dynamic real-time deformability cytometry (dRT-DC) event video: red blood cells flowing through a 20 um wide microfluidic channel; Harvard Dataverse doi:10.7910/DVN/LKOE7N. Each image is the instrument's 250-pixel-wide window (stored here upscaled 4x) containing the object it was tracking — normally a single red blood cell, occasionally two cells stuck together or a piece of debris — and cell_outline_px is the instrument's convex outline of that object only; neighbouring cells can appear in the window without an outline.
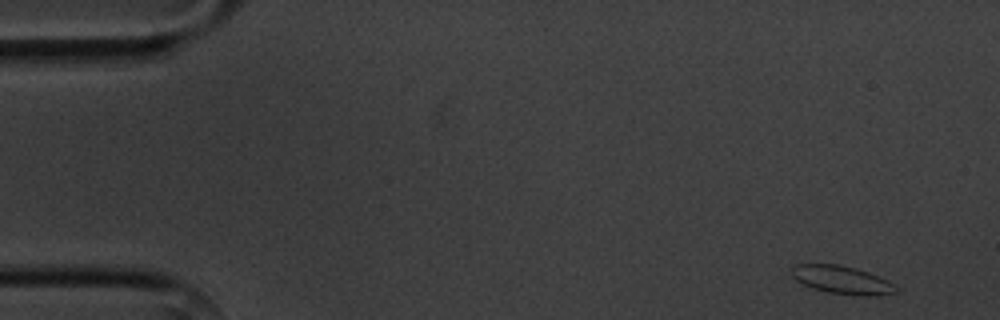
{"species": "common noctule bat (a hibernating species)", "species_latin": "Nyctalus noctula", "temperature_condition": "cold", "stored_images_in_passage": 6, "camera_frame_rate_fps": 3000, "um_per_image_px": 0.085, "animal": {"sex": "male", "body_mass_g": 20.1, "forearm_length_mm": 53.5}, "frame": {"image": 1, "passage_image": 1, "time_ms": 0.0, "image_size_px": [1000, 320], "cell_outline_px": [[900, 292], [880, 296], [860, 296], [828, 292], [812, 288], [796, 280], [792, 276], [792, 268], [796, 264], [840, 264], [868, 272], [892, 284]], "centroid_in_image_um": [71.57, 23.8], "position_along_channel_um": 13.4, "area_um2": 16.94}}
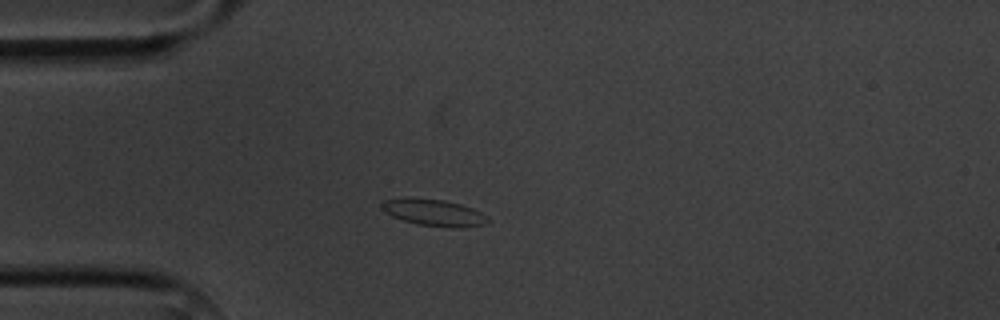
{"frame": {"image": 2, "passage_image": 3, "time_ms": 3.667, "image_size_px": [1000, 320], "cell_outline_px": [[492, 220], [484, 224], [456, 228], [416, 224], [392, 216], [380, 208], [380, 204], [384, 200], [404, 196], [444, 200], [460, 204], [472, 208], [488, 216]], "centroid_in_image_um": [36.85, 18.05], "position_along_channel_um": 48.2, "area_um2": 16.7}}
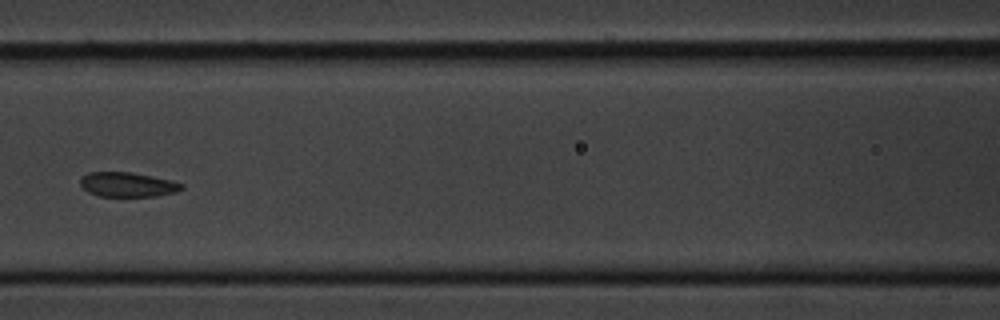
{"frame": {"image": 3, "passage_image": 6, "time_ms": 7.0, "image_size_px": [1000, 320], "cell_outline_px": [[184, 188], [176, 192], [156, 196], [100, 196], [88, 192], [80, 184], [80, 180], [88, 172], [132, 172], [152, 176], [184, 184]], "centroid_in_image_um": [10.85, 15.69], "position_along_channel_um": 155.7, "area_um2": 14.39}}